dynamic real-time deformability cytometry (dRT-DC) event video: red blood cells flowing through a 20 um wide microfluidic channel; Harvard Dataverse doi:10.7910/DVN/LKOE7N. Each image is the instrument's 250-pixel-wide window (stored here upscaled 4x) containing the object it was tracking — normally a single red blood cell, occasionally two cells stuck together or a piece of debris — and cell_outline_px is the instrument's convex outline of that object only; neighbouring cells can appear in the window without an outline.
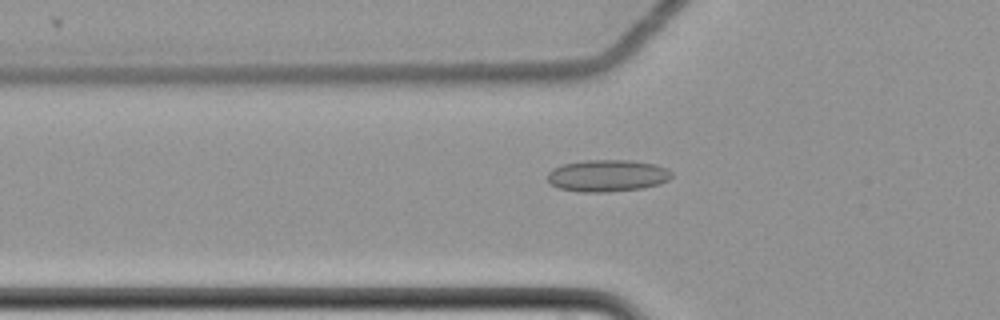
{"species": "common noctule bat (a hibernating species)", "species_latin": "Nyctalus noctula", "temperature_condition": "cold", "stored_images_in_passage": 50, "camera_frame_rate_fps": 3000, "um_per_image_px": 0.085, "animal": {"sex": "female", "body_mass_g": 22.7, "forearm_length_mm": 54.2}, "frame": {"image": 1, "passage_image": 12, "time_ms": 3.667, "image_size_px": [1000, 320], "cell_outline_px": [[672, 176], [668, 180], [660, 184], [644, 188], [604, 192], [580, 192], [560, 188], [552, 184], [548, 180], [548, 172], [552, 168], [564, 164], [584, 160], [632, 160], [656, 164], [668, 168], [672, 172]], "centroid_in_image_um": [51.67, 14.92], "position_along_channel_um": 74.1, "area_um2": 23.24}}
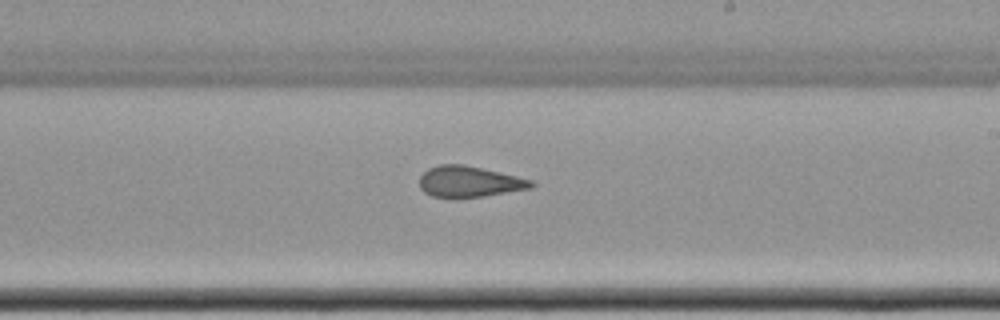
{"frame": {"image": 2, "passage_image": 27, "time_ms": 8.667, "image_size_px": [1000, 320], "cell_outline_px": [[536, 184], [532, 188], [484, 196], [456, 200], [452, 200], [432, 196], [424, 192], [420, 188], [420, 176], [428, 168], [440, 164], [464, 164], [500, 172], [532, 180]], "centroid_in_image_um": [39.86, 15.47], "position_along_channel_um": 249.1, "area_um2": 20.69}}
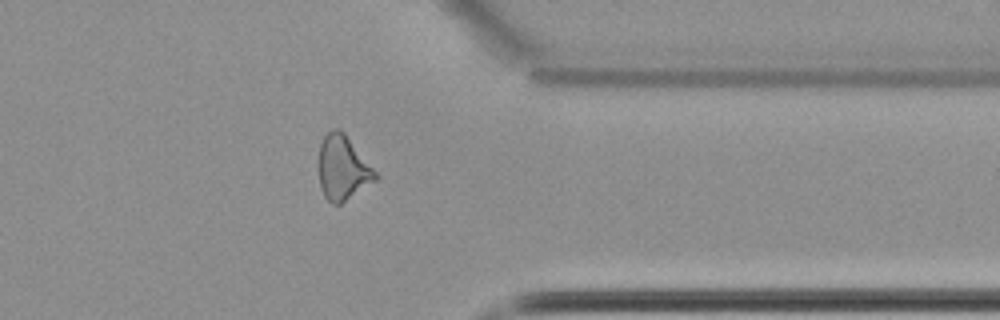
{"frame": {"image": 3, "passage_image": 39, "time_ms": 12.667, "image_size_px": [1000, 320], "cell_outline_px": [[380, 176], [376, 180], [340, 204], [332, 204], [324, 196], [320, 188], [316, 164], [320, 144], [324, 136], [332, 128], [340, 128], [344, 132]], "centroid_in_image_um": [29.09, 14.26], "position_along_channel_um": 382.3, "area_um2": 21.73}, "authors_computed_cell_mechanics": {"area_um2": 21.386, "velocity_mm_per_s": 3.5134, "shape_relaxation_time_tau1_ms": null, "shape_relaxation_time_tau2_ms": 3.2502, "deformation_change_tau1": null, "deformation_change_tau2": 0.0969}}